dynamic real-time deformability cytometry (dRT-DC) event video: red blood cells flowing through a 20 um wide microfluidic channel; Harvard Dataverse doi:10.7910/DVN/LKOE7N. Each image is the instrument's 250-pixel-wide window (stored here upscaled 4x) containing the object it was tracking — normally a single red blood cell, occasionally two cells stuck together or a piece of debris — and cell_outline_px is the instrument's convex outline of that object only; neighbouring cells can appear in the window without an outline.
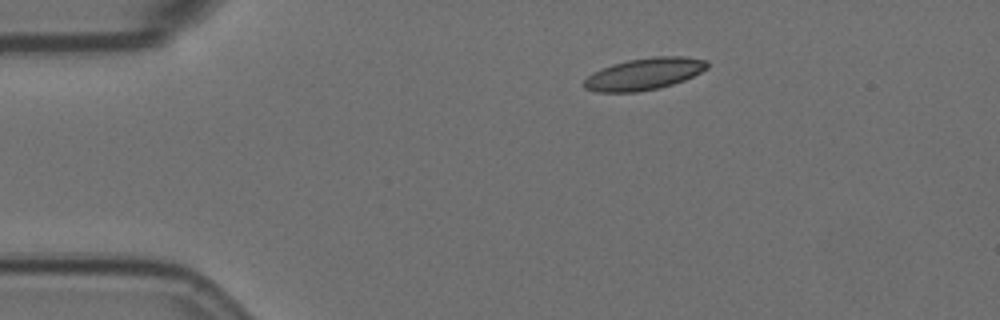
{"species": "Egyptian fruit bat (a non-hibernating species)", "species_latin": "Rousettus aegyptiacus", "temperature_condition": "room temperature", "stored_images_in_passage": 42, "camera_frame_rate_fps": 3000, "um_per_image_px": 0.085, "animal": {"sex": "female"}, "frame": {"image": 1, "passage_image": 1, "time_ms": 0.0, "image_size_px": [1000, 320], "cell_outline_px": [[708, 68], [684, 80], [660, 88], [636, 92], [596, 92], [584, 88], [584, 80], [592, 72], [600, 68], [612, 64], [628, 60], [652, 56], [684, 56], [708, 60]], "centroid_in_image_um": [54.74, 6.28], "position_along_channel_um": 30.3, "area_um2": 23.0}}
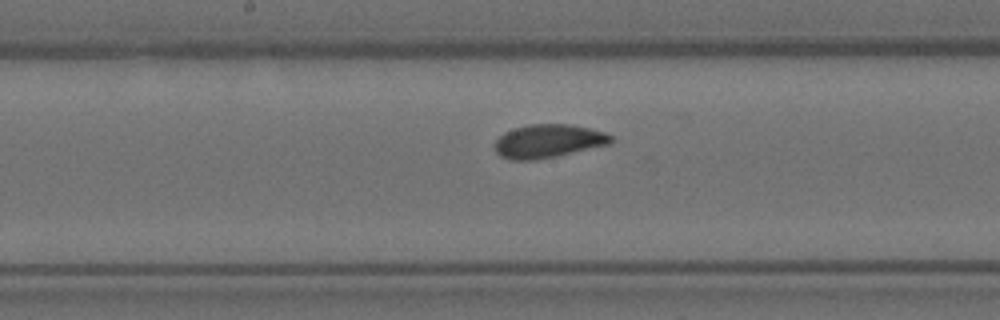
{"frame": {"image": 2, "passage_image": 20, "time_ms": 6.333, "image_size_px": [1000, 320], "cell_outline_px": [[612, 144], [556, 156], [536, 160], [512, 160], [500, 156], [496, 152], [496, 140], [504, 132], [528, 124], [572, 124], [604, 132], [612, 136]], "centroid_in_image_um": [46.62, 11.99], "position_along_channel_um": 201.6, "area_um2": 22.6}}
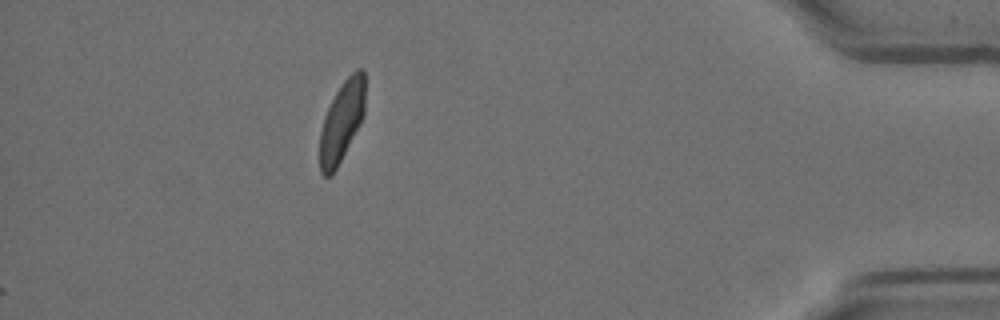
{"frame": {"image": 3, "passage_image": 42, "time_ms": 13.667, "image_size_px": [1000, 320], "cell_outline_px": [[364, 112], [360, 124], [332, 176], [324, 176], [320, 172], [320, 132], [324, 116], [336, 92], [344, 80], [356, 68], [360, 68], [364, 72]], "centroid_in_image_um": [29.04, 10.33], "position_along_channel_um": 406.2, "area_um2": 20.98}, "authors_computed_cell_mechanics": {"area_um2": 22.1374, "velocity_mm_per_s": 3.5016, "shape_relaxation_time_tau1_ms": 7.3377, "shape_relaxation_time_tau2_ms": 1.501, "deformation_change_tau1": 0.1841, "deformation_change_tau2": 0.0669}}